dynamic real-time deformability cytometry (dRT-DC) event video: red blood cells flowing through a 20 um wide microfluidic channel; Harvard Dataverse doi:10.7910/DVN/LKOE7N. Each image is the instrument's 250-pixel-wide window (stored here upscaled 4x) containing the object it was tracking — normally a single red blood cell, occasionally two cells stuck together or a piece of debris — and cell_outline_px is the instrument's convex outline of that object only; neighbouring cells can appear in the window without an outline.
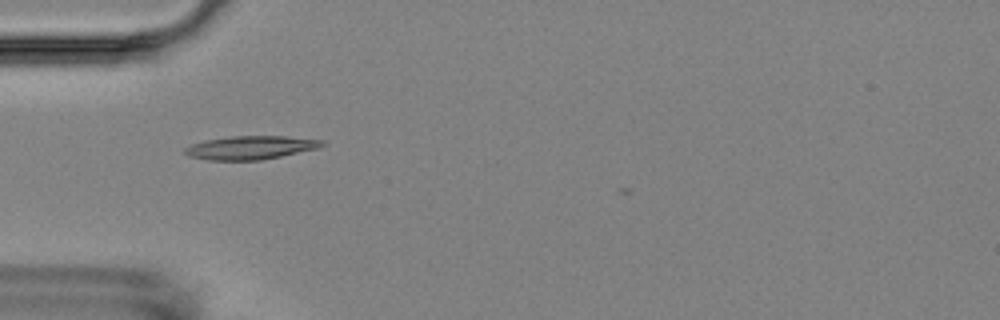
{"species": "Egyptian fruit bat (a non-hibernating species)", "species_latin": "Rousettus aegyptiacus", "temperature_condition": "room temperature", "stored_images_in_passage": 5, "camera_frame_rate_fps": 3000, "um_per_image_px": 0.085, "animal": {"sex": "female"}, "frame": {"image": 1, "passage_image": 4, "time_ms": 4.333, "image_size_px": [1000, 320], "cell_outline_px": [[328, 144], [320, 148], [260, 160], [208, 160], [188, 156], [184, 152], [184, 148], [192, 144], [204, 140], [232, 136], [288, 136], [324, 140]], "centroid_in_image_um": [21.34, 12.54], "position_along_channel_um": 63.7, "area_um2": 18.9}}